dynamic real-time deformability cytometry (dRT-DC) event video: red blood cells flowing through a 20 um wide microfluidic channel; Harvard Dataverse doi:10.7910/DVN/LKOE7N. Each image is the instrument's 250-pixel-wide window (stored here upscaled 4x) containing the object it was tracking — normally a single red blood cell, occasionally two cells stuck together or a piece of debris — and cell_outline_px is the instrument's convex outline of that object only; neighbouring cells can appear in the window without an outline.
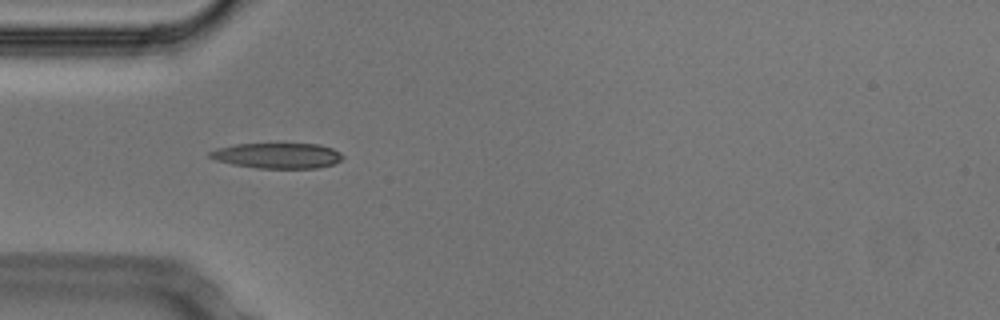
{"species": "Egyptian fruit bat (a non-hibernating species)", "species_latin": "Rousettus aegyptiacus", "temperature_condition": "cold", "stored_images_in_passage": 39, "camera_frame_rate_fps": 3000, "um_per_image_px": 0.085, "animal": {"sex": "male"}, "frame": {"image": 1, "passage_image": 2, "time_ms": 0.333, "image_size_px": [1000, 320], "cell_outline_px": [[344, 156], [340, 160], [332, 164], [316, 168], [256, 168], [232, 164], [216, 160], [208, 156], [208, 152], [216, 148], [236, 144], [320, 144], [332, 148], [340, 152]], "centroid_in_image_um": [23.56, 13.22], "position_along_channel_um": 61.4, "area_um2": 19.65}}
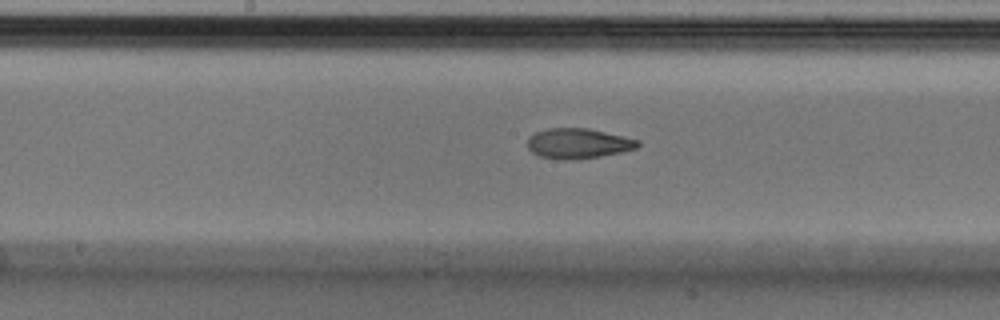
{"frame": {"image": 2, "passage_image": 13, "time_ms": 4.0, "image_size_px": [1000, 320], "cell_outline_px": [[640, 144], [636, 148], [620, 152], [600, 156], [572, 160], [564, 160], [540, 156], [532, 152], [528, 148], [528, 136], [536, 132], [548, 128], [588, 128], [624, 136], [640, 140]], "centroid_in_image_um": [49.14, 12.18], "position_along_channel_um": 199.1, "area_um2": 19.36}}
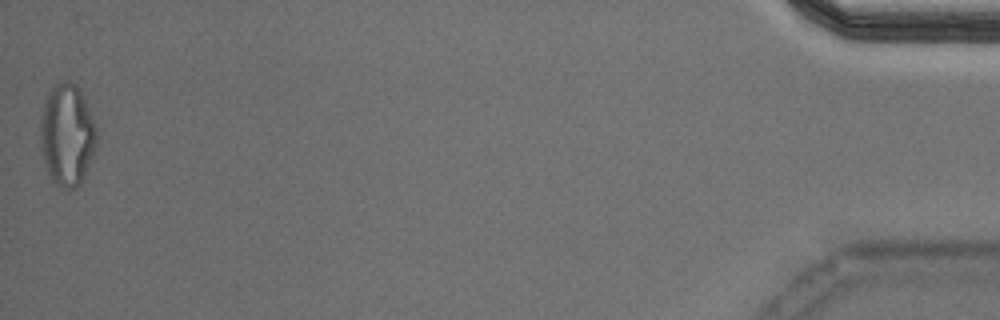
{"frame": {"image": 3, "passage_image": 39, "time_ms": 12.667, "image_size_px": [1000, 320], "cell_outline_px": [[96, 144], [92, 156], [84, 176], [80, 184], [76, 188], [64, 188], [56, 184], [52, 180], [48, 172], [40, 148], [40, 124], [44, 100], [48, 92], [56, 84], [68, 80], [76, 84], [80, 88], [96, 128]], "centroid_in_image_um": [5.68, 11.45], "position_along_channel_um": 429.5, "area_um2": 33.23}, "authors_computed_cell_mechanics": {"area_um2": 19.7676, "velocity_mm_per_s": 3.7624, "shape_relaxation_time_tau1_ms": 9.1217, "shape_relaxation_time_tau2_ms": 3.82, "deformation_change_tau1": 0.254, "deformation_change_tau2": 0.1183}}